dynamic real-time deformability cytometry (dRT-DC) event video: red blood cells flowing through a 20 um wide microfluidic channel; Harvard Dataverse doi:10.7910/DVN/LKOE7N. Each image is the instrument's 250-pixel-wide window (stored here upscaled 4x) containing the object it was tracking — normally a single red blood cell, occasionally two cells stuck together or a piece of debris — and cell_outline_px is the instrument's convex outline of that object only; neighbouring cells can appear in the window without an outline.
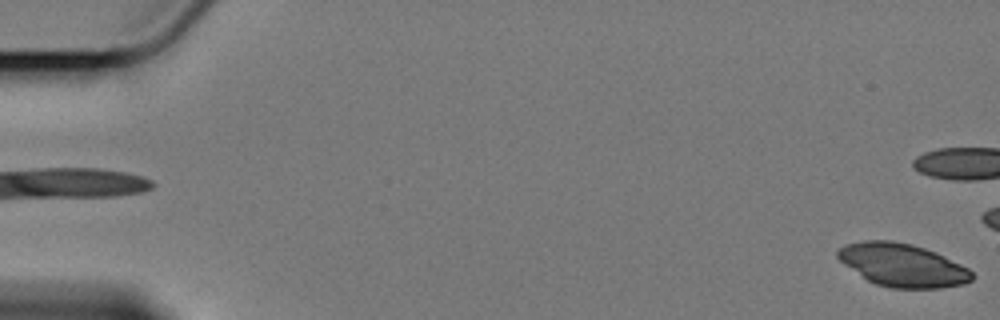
{"species": "Egyptian fruit bat (a non-hibernating species)", "species_latin": "Rousettus aegyptiacus", "temperature_condition": "cold", "stored_images_in_passage": 17, "camera_frame_rate_fps": 3000, "um_per_image_px": 0.085, "animal": {"sex": "female"}, "frame": {"image": 1, "passage_image": 1, "time_ms": 0.0, "image_size_px": [1000, 320], "cell_outline_px": [[972, 280], [964, 284], [940, 288], [892, 288], [876, 284], [868, 280], [844, 264], [836, 256], [836, 252], [844, 244], [864, 240], [888, 240], [912, 244], [936, 252], [968, 268], [972, 272]], "centroid_in_image_um": [76.7, 22.53], "position_along_channel_um": 8.3, "area_um2": 33.52}}